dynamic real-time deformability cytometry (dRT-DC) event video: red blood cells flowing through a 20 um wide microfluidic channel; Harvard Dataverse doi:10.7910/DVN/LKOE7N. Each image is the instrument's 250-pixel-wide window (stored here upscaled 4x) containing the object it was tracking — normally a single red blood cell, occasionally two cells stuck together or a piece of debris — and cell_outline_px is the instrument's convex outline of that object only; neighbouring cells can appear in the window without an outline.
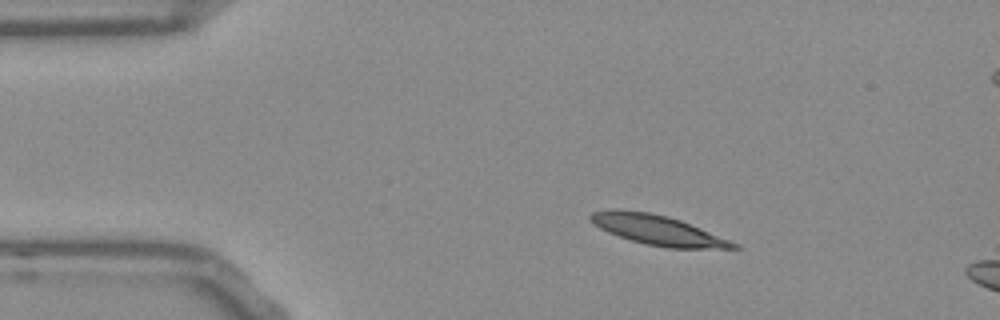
{"species": "Egyptian fruit bat (a non-hibernating species)", "species_latin": "Rousettus aegyptiacus", "temperature_condition": "room temperature", "stored_images_in_passage": 46, "camera_frame_rate_fps": 3000, "um_per_image_px": 0.085, "frame": {"image": 1, "passage_image": 1, "time_ms": 0.0, "image_size_px": [1000, 320], "cell_outline_px": [[740, 248], [668, 248], [644, 244], [608, 232], [600, 228], [588, 216], [592, 212], [648, 212], [668, 216], [680, 220], [740, 244]], "centroid_in_image_um": [56.02, 19.6], "position_along_channel_um": 29.0, "area_um2": 23.76}}
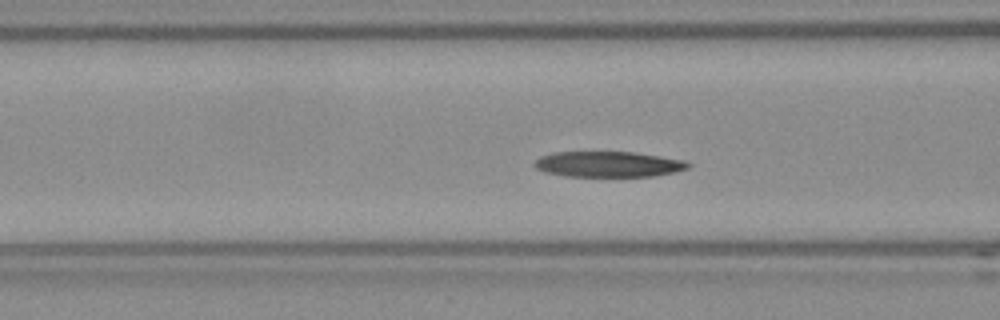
{"frame": {"image": 2, "passage_image": 12, "time_ms": 3.667, "image_size_px": [1000, 320], "cell_outline_px": [[692, 164], [688, 168], [672, 172], [652, 176], [564, 176], [548, 172], [536, 168], [532, 164], [540, 156], [556, 152], [632, 152], [684, 160]], "centroid_in_image_um": [51.69, 13.95], "position_along_channel_um": 114.9, "area_um2": 22.66}}
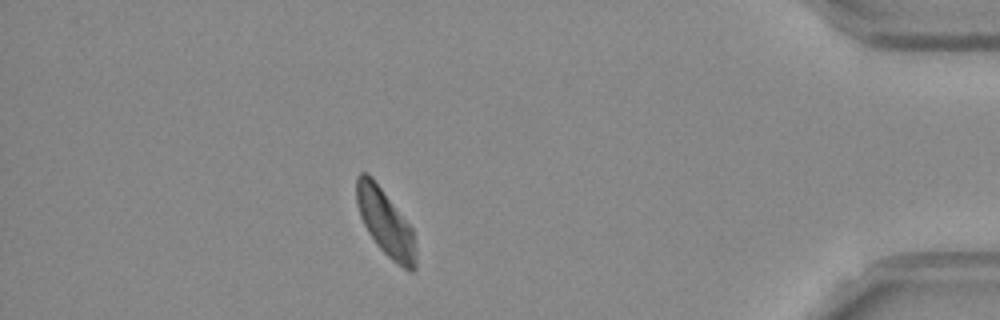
{"frame": {"image": 3, "passage_image": 39, "time_ms": 12.667, "image_size_px": [1000, 320], "cell_outline_px": [[416, 268], [412, 272], [408, 272], [396, 264], [376, 244], [368, 232], [360, 216], [356, 204], [356, 176], [360, 172], [364, 172], [372, 176], [412, 228], [416, 248]], "centroid_in_image_um": [32.76, 18.94], "position_along_channel_um": 402.4, "area_um2": 23.06}, "authors_computed_cell_mechanics": {"area_um2": 23.7847, "velocity_mm_per_s": 3.7346, "shape_relaxation_time_tau1_ms": 4.8245, "shape_relaxation_time_tau2_ms": 3.1164, "deformation_change_tau1": 0.1475, "deformation_change_tau2": 0.1065}}